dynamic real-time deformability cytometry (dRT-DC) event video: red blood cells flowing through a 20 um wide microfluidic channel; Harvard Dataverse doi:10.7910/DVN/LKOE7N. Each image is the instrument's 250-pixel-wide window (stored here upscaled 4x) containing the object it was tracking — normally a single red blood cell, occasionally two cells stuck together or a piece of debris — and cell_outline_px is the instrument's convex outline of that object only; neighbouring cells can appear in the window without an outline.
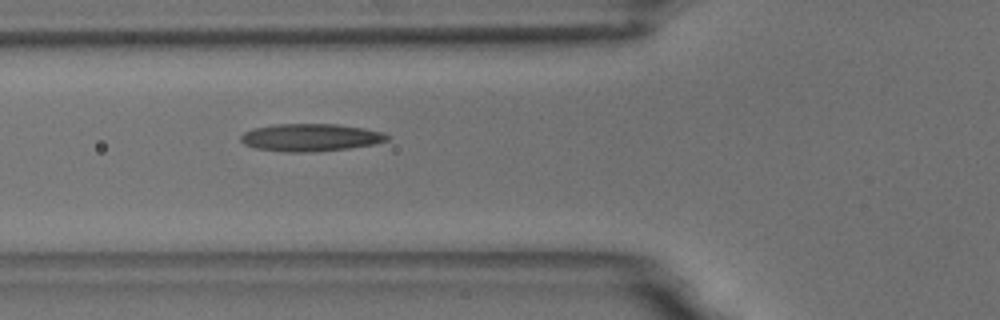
{"species": "common noctule bat (a hibernating species)", "species_latin": "Nyctalus noctula", "temperature_condition": "room temperature", "stored_images_in_passage": 8, "camera_frame_rate_fps": 3000, "um_per_image_px": 0.085, "animal": {"sex": "male", "body_mass_g": 18.8}, "frame": {"image": 1, "passage_image": 4, "time_ms": 1.0, "image_size_px": [1000, 320], "cell_outline_px": [[388, 140], [376, 144], [348, 148], [308, 152], [288, 152], [256, 148], [244, 144], [240, 140], [240, 136], [244, 132], [252, 128], [276, 124], [336, 124], [364, 128], [384, 132], [388, 136]], "centroid_in_image_um": [26.39, 11.68], "position_along_channel_um": 99.4, "area_um2": 23.47}}